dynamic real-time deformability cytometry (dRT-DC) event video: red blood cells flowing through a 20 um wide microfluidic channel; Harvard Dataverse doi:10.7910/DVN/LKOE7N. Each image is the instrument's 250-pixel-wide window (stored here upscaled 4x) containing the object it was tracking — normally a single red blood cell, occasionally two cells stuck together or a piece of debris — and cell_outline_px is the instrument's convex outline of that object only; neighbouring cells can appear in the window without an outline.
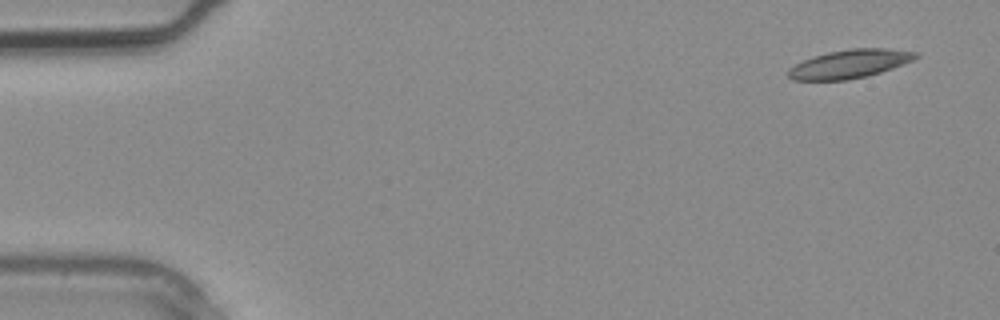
{"species": "common noctule bat (a hibernating species)", "species_latin": "Nyctalus noctula", "temperature_condition": "warm", "stored_images_in_passage": 3, "camera_frame_rate_fps": 3000, "um_per_image_px": 0.085, "animal": {"sex": "male", "body_mass_g": 20.4}, "frame": {"image": 1, "passage_image": 1, "time_ms": 0.0, "image_size_px": [1000, 320], "cell_outline_px": [[920, 56], [916, 60], [868, 76], [848, 80], [792, 80], [788, 76], [788, 68], [804, 60], [828, 52], [852, 48], [888, 48], [920, 52]], "centroid_in_image_um": [72.29, 5.43], "position_along_channel_um": 12.7, "area_um2": 21.33}}